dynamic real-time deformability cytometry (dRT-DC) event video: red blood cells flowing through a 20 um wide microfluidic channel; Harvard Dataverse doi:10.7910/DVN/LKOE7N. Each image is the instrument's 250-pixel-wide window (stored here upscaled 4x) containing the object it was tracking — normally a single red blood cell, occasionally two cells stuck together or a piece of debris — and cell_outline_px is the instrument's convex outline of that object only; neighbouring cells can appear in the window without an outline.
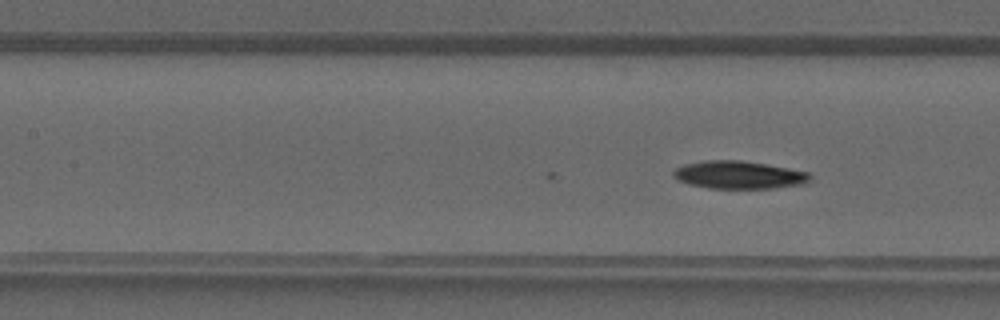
{"species": "common noctule bat (a hibernating species)", "species_latin": "Nyctalus noctula", "temperature_condition": "warm", "stored_images_in_passage": 40, "camera_frame_rate_fps": 3000, "um_per_image_px": 0.085, "animal": {"sex": "male", "forearm_length_mm": 52.5}, "frame": {"image": 1, "passage_image": 17, "time_ms": 5.333, "image_size_px": [1000, 320], "cell_outline_px": [[812, 176], [804, 184], [772, 188], [708, 188], [688, 184], [676, 180], [672, 176], [672, 172], [676, 168], [684, 164], [704, 160], [740, 160], [764, 164], [808, 172]], "centroid_in_image_um": [62.73, 14.87], "position_along_channel_um": 144.7, "area_um2": 22.08}}
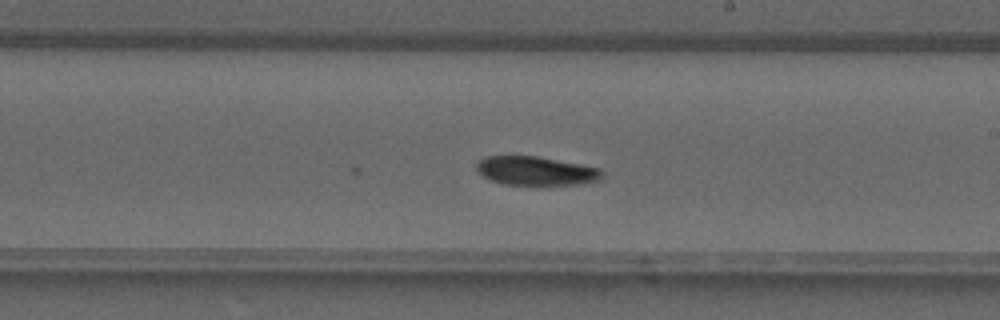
{"frame": {"image": 2, "passage_image": 23, "time_ms": 7.333, "image_size_px": [1000, 320], "cell_outline_px": [[604, 176], [600, 180], [584, 184], [504, 184], [488, 180], [476, 168], [476, 164], [484, 156], [536, 156], [580, 164], [600, 168], [604, 172]], "centroid_in_image_um": [45.59, 14.52], "position_along_channel_um": 243.4, "area_um2": 21.04}}
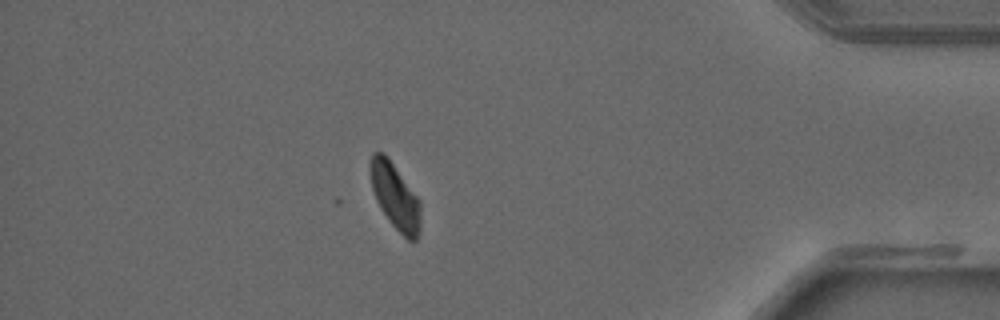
{"frame": {"image": 3, "passage_image": 35, "time_ms": 11.333, "image_size_px": [1000, 320], "cell_outline_px": [[420, 228], [416, 240], [408, 240], [388, 220], [380, 208], [376, 200], [372, 188], [372, 152], [384, 152], [388, 156], [416, 196], [420, 204]], "centroid_in_image_um": [33.6, 16.71], "position_along_channel_um": 401.6, "area_um2": 18.73}}